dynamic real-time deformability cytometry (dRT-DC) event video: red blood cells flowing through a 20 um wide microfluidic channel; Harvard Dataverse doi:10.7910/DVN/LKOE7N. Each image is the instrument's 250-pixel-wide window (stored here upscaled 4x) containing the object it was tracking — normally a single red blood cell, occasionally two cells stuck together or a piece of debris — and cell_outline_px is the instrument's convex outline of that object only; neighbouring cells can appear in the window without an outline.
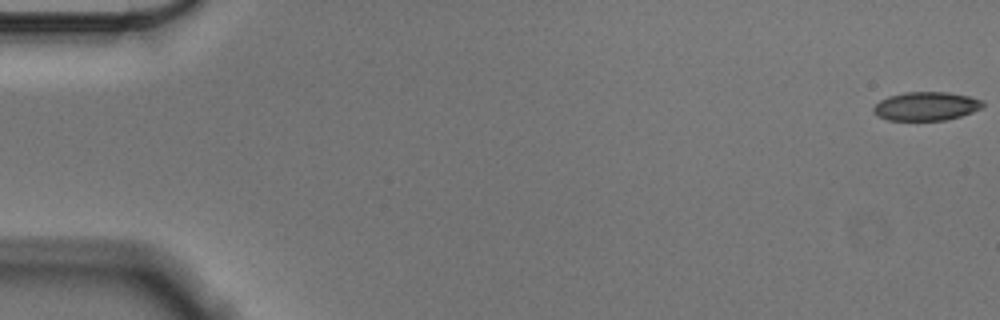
{"species": "Egyptian fruit bat (a non-hibernating species)", "species_latin": "Rousettus aegyptiacus", "temperature_condition": "cold", "stored_images_in_passage": 57, "camera_frame_rate_fps": 3000, "um_per_image_px": 0.085, "animal": {"sex": "male"}, "frame": {"image": 1, "passage_image": 1, "time_ms": 0.0, "image_size_px": [1000, 320], "cell_outline_px": [[984, 104], [980, 108], [972, 112], [960, 116], [944, 120], [888, 120], [872, 112], [872, 108], [880, 100], [888, 96], [904, 92], [948, 92], [968, 96], [984, 100]], "centroid_in_image_um": [78.71, 9.02], "position_along_channel_um": 6.3, "area_um2": 18.21}}
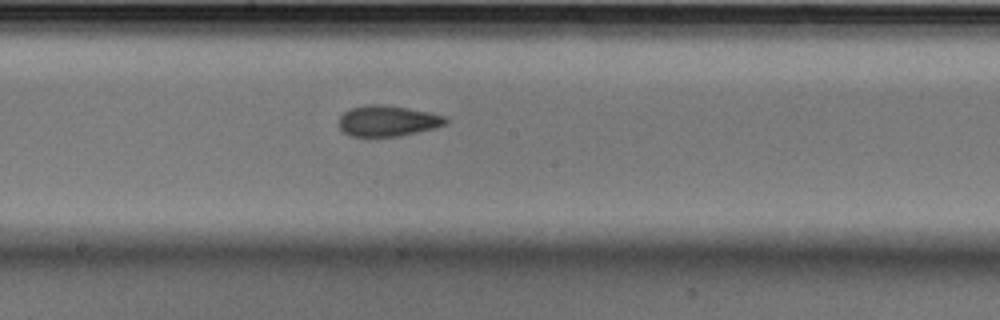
{"frame": {"image": 2, "passage_image": 31, "time_ms": 10.0, "image_size_px": [1000, 320], "cell_outline_px": [[448, 124], [436, 128], [400, 136], [348, 136], [340, 128], [340, 116], [344, 112], [352, 108], [368, 104], [380, 104], [408, 108], [448, 116]], "centroid_in_image_um": [33.0, 10.28], "position_along_channel_um": 215.2, "area_um2": 19.25}}
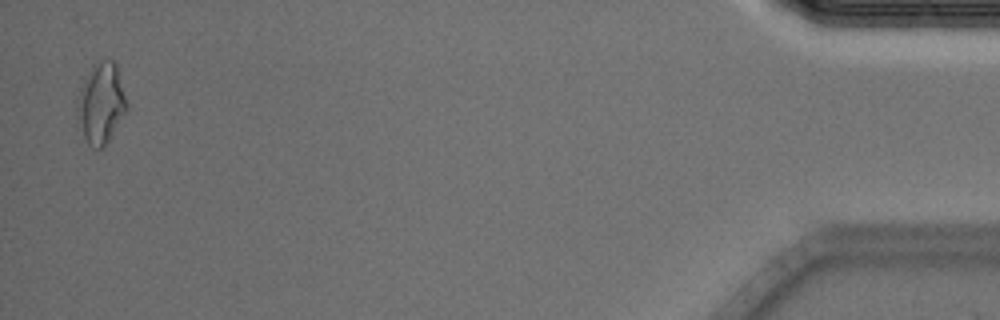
{"frame": {"image": 3, "passage_image": 56, "time_ms": 18.333, "image_size_px": [1000, 320], "cell_outline_px": [[128, 108], [112, 136], [104, 148], [92, 148], [88, 144], [84, 136], [76, 108], [76, 96], [92, 64], [104, 60], [112, 60], [116, 64], [128, 104]], "centroid_in_image_um": [8.6, 8.78], "position_along_channel_um": 426.6, "area_um2": 23.29}, "authors_computed_cell_mechanics": {"area_um2": 19.4786, "velocity_mm_per_s": 3.5576, "shape_relaxation_time_tau1_ms": null, "shape_relaxation_time_tau2_ms": 2.1845, "deformation_change_tau1": null, "deformation_change_tau2": 0.0663}}